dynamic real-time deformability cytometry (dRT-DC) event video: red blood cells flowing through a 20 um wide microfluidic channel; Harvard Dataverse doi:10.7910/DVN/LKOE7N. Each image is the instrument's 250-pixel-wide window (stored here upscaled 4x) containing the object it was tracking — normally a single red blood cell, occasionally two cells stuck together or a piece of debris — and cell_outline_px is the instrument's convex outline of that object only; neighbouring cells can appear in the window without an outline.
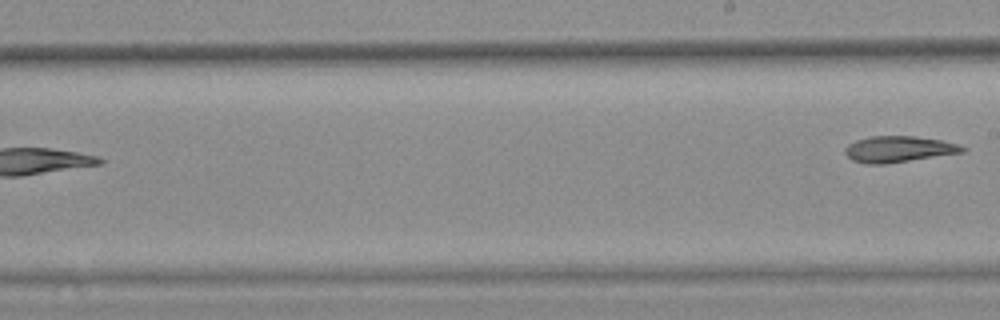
{"species": "common noctule bat (a hibernating species)", "species_latin": "Nyctalus noctula", "temperature_condition": "warm", "stored_images_in_passage": 9, "segment_of_instrument_passage": [2, 2], "camera_frame_rate_fps": 3000, "um_per_image_px": 0.085, "animal": {"sex": "female", "body_mass_g": 25.1}, "frame": {"image": 1, "passage_image": 9, "time_ms": 2.667, "image_size_px": [1000, 320], "cell_outline_px": [[968, 148], [964, 152], [884, 164], [864, 164], [852, 160], [844, 152], [844, 148], [848, 144], [856, 140], [868, 136], [916, 136], [940, 140], [956, 144]], "centroid_in_image_um": [76.34, 12.67], "position_along_channel_um": 212.7, "area_um2": 17.86}}